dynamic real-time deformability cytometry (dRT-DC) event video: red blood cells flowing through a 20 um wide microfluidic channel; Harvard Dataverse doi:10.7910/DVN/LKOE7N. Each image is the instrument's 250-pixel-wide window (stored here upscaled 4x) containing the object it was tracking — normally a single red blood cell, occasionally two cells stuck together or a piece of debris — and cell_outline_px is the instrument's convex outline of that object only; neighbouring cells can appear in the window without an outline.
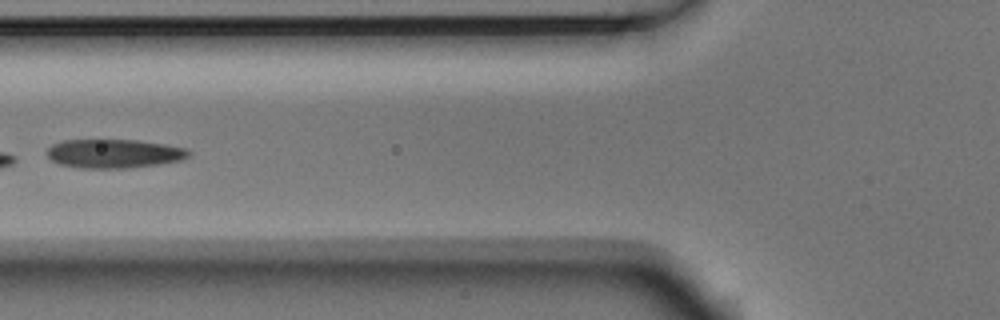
{"species": "Egyptian fruit bat (a non-hibernating species)", "species_latin": "Rousettus aegyptiacus", "temperature_condition": "room temperature", "stored_images_in_passage": 5, "camera_frame_rate_fps": 3000, "um_per_image_px": 0.085, "animal": {"sex": "male"}, "frame": {"image": 1, "passage_image": 5, "time_ms": 1.333, "image_size_px": [1000, 320], "cell_outline_px": [[192, 156], [180, 160], [160, 164], [132, 168], [80, 168], [60, 164], [52, 160], [48, 156], [48, 148], [52, 144], [64, 140], [136, 140], [164, 144], [188, 148], [192, 152]], "centroid_in_image_um": [9.75, 13.06], "position_along_channel_um": 116.0, "area_um2": 23.99}}